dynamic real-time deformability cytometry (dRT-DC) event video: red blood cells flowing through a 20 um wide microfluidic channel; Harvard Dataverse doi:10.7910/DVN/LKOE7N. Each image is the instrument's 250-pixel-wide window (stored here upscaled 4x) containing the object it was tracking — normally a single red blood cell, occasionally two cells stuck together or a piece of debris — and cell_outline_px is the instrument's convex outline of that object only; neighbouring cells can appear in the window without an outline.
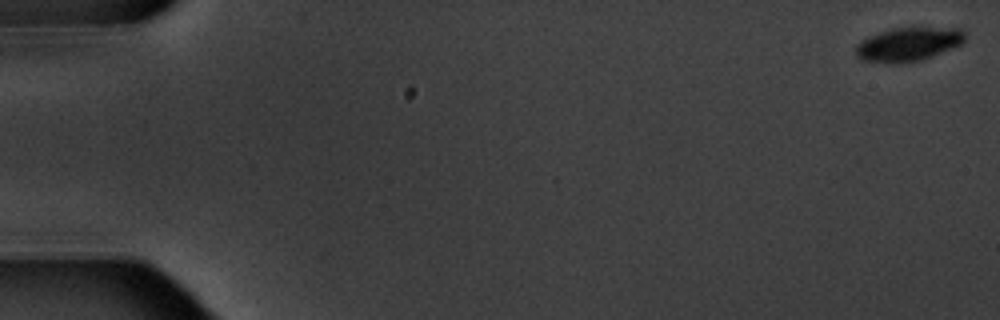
{"species": "common noctule bat (a hibernating species)", "species_latin": "Nyctalus noctula", "temperature_condition": "warm", "stored_images_in_passage": 5, "camera_frame_rate_fps": 3000, "um_per_image_px": 0.085, "animal": {"sex": "male", "body_mass_g": 20.1, "forearm_length_mm": 53.5}, "frame": {"image": 1, "passage_image": 1, "time_ms": 0.0, "image_size_px": [1000, 320], "cell_outline_px": [[964, 40], [960, 44], [920, 60], [896, 64], [888, 64], [864, 60], [856, 56], [856, 44], [860, 40], [868, 36], [892, 28], [960, 28], [964, 32]], "centroid_in_image_um": [77.13, 3.77], "position_along_channel_um": 7.9, "area_um2": 21.21}}
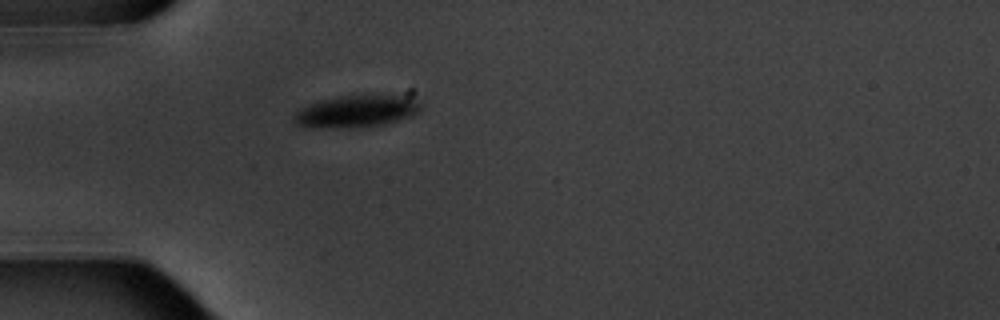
{"frame": {"image": 2, "passage_image": 5, "time_ms": 5.667, "image_size_px": [1000, 320], "cell_outline_px": [[420, 108], [412, 116], [384, 124], [352, 128], [304, 128], [292, 116], [300, 108], [308, 104], [320, 100], [340, 96], [396, 92], [420, 100]], "centroid_in_image_um": [30.35, 9.42], "position_along_channel_um": 54.6, "area_um2": 24.57}}